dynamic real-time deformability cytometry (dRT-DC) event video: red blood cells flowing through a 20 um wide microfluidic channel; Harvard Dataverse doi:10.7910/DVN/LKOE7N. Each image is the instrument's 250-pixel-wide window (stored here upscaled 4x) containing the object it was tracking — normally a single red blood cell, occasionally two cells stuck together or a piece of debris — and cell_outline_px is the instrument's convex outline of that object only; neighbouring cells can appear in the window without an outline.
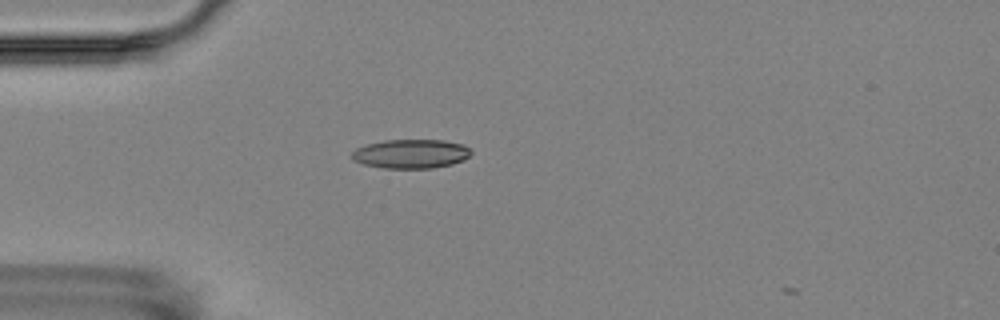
{"species": "Egyptian fruit bat (a non-hibernating species)", "species_latin": "Rousettus aegyptiacus", "temperature_condition": "room temperature", "stored_images_in_passage": 5, "camera_frame_rate_fps": 3000, "um_per_image_px": 0.085, "animal": {"sex": "female"}, "frame": {"image": 1, "passage_image": 4, "time_ms": 4.0, "image_size_px": [1000, 320], "cell_outline_px": [[472, 152], [464, 160], [452, 164], [432, 168], [384, 168], [364, 164], [352, 160], [352, 152], [356, 148], [368, 144], [384, 140], [444, 140], [464, 144]], "centroid_in_image_um": [34.94, 13.07], "position_along_channel_um": 50.1, "area_um2": 20.17}}